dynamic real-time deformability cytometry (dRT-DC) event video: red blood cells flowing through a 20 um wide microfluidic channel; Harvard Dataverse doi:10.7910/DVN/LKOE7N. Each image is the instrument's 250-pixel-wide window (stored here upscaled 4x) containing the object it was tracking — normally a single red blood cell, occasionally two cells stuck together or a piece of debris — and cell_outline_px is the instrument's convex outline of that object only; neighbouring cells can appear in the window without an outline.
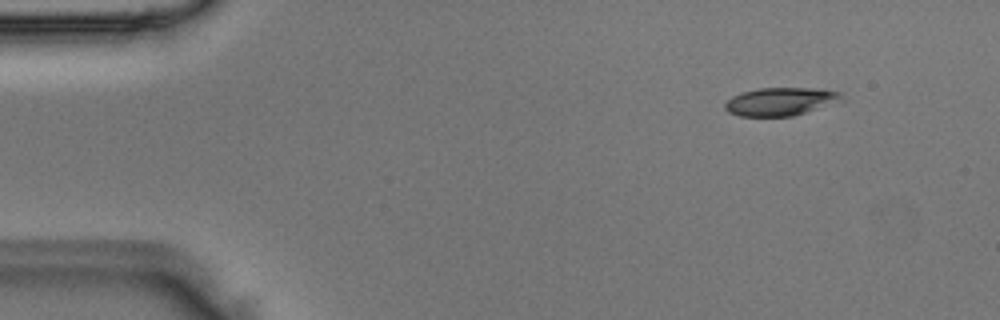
{"species": "Egyptian fruit bat (a non-hibernating species)", "species_latin": "Rousettus aegyptiacus", "temperature_condition": "room temperature", "stored_images_in_passage": 5, "camera_frame_rate_fps": 3000, "um_per_image_px": 0.085, "animal": {"sex": "male"}, "frame": {"image": 1, "passage_image": 2, "time_ms": 0.333, "image_size_px": [1000, 320], "cell_outline_px": [[844, 92], [840, 96], [804, 112], [792, 116], [740, 116], [728, 112], [724, 108], [724, 104], [732, 96], [744, 92], [760, 88], [824, 88]], "centroid_in_image_um": [66.19, 8.61], "position_along_channel_um": 18.8, "area_um2": 18.26}}